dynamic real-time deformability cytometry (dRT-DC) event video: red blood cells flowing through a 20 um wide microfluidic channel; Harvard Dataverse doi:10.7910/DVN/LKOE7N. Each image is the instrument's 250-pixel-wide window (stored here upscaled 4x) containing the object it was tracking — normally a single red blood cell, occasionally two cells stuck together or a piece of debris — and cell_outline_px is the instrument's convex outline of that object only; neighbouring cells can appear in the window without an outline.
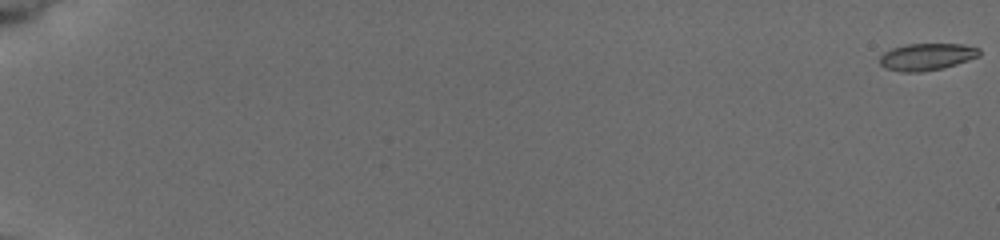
{"species": "common noctule bat (a hibernating species)", "species_latin": "Nyctalus noctula", "temperature_condition": "cold", "stored_images_in_passage": 58, "camera_frame_rate_fps": 3000, "um_per_image_px": 0.085, "animal": {"sex": "female", "body_mass_g": 19.5, "forearm_length_mm": 54.1}, "frame": {"image": 1, "passage_image": 1, "time_ms": 0.0, "image_size_px": [1000, 240], "cell_outline_px": [[980, 56], [956, 64], [940, 68], [920, 72], [900, 72], [884, 68], [880, 64], [880, 56], [884, 52], [892, 48], [908, 44], [964, 44], [980, 48]], "centroid_in_image_um": [78.77, 4.82], "position_along_channel_um": 6.2, "area_um2": 15.66}}
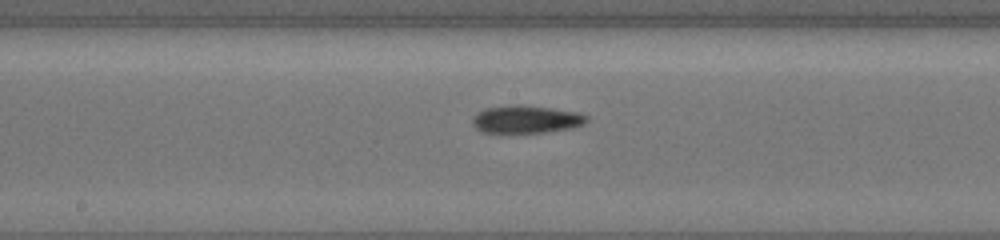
{"frame": {"image": 2, "passage_image": 34, "time_ms": 11.0, "image_size_px": [1000, 240], "cell_outline_px": [[588, 120], [584, 124], [572, 128], [544, 132], [480, 132], [472, 124], [472, 116], [476, 112], [484, 108], [516, 104], [548, 108], [576, 112], [588, 116]], "centroid_in_image_um": [44.67, 10.14], "position_along_channel_um": 203.5, "area_um2": 18.38}}
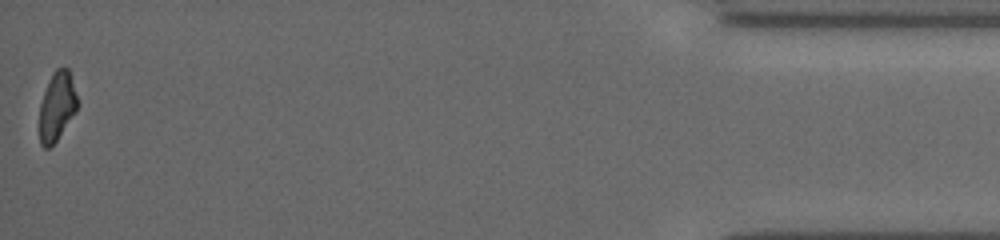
{"frame": {"image": 3, "passage_image": 58, "time_ms": 19.0, "image_size_px": [1000, 240], "cell_outline_px": [[80, 104], [76, 112], [56, 140], [48, 148], [44, 148], [40, 144], [40, 104], [44, 92], [56, 68], [68, 68]], "centroid_in_image_um": [4.87, 9.05], "position_along_channel_um": 430.3, "area_um2": 15.03}}